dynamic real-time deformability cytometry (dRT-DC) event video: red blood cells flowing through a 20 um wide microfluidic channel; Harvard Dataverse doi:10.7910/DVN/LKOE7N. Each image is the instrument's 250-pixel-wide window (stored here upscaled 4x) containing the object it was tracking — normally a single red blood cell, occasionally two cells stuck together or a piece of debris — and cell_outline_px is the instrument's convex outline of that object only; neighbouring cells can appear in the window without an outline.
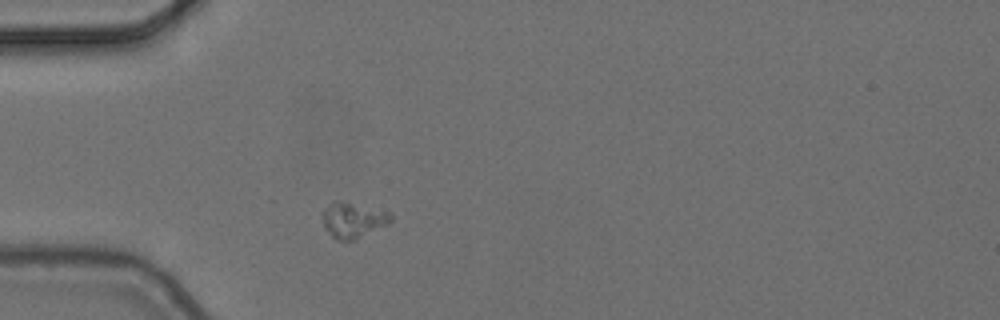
{"species": "common noctule bat (a hibernating species)", "species_latin": "Nyctalus noctula", "temperature_condition": "cold", "stored_images_in_passage": 1, "camera_frame_rate_fps": 3000, "um_per_image_px": 0.085, "animal": {"sex": "female", "body_mass_g": 24.6, "forearm_length_mm": 56.2}, "frame": {"image": 1, "passage_image": 1, "time_ms": 0.0, "image_size_px": [1000, 320], "cell_outline_px": [[392, 220], [388, 224], [352, 240], [336, 240], [324, 228], [320, 212], [332, 200], [340, 200], [392, 212]], "centroid_in_image_um": [29.96, 18.67], "position_along_channel_um": 55.0, "area_um2": 14.33}}